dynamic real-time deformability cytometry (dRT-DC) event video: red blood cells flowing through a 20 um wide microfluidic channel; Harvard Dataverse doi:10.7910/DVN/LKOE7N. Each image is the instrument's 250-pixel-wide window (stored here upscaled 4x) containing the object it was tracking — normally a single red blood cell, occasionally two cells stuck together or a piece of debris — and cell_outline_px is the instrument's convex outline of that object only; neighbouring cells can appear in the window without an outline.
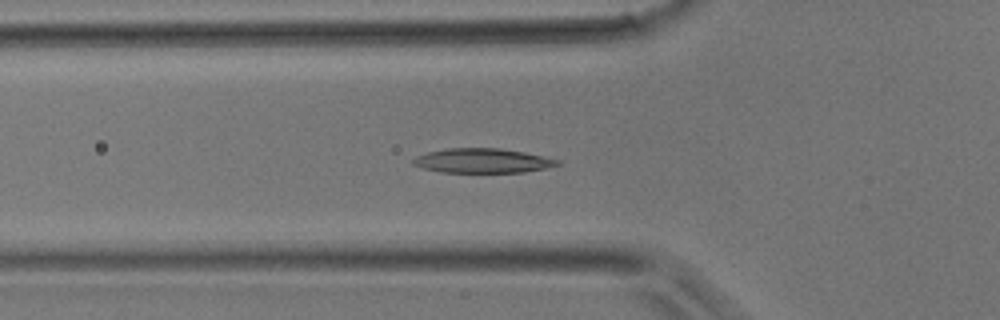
{"species": "common noctule bat (a hibernating species)", "species_latin": "Nyctalus noctula", "temperature_condition": "room temperature", "stored_images_in_passage": 33, "camera_frame_rate_fps": 3000, "um_per_image_px": 0.085, "animal": {"sex": "male", "body_mass_g": 17.9}, "frame": {"image": 1, "passage_image": 5, "time_ms": 1.333, "image_size_px": [1000, 320], "cell_outline_px": [[560, 164], [544, 168], [524, 172], [440, 172], [424, 168], [412, 164], [412, 160], [416, 156], [428, 152], [448, 148], [500, 148], [524, 152], [560, 160]], "centroid_in_image_um": [40.99, 13.65], "position_along_channel_um": 84.8, "area_um2": 20.4}}
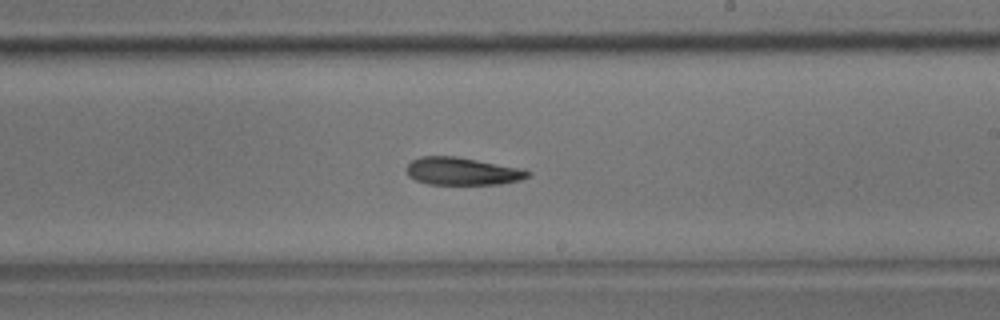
{"frame": {"image": 2, "passage_image": 15, "time_ms": 4.667, "image_size_px": [1000, 320], "cell_outline_px": [[532, 176], [520, 180], [500, 184], [428, 184], [416, 180], [408, 176], [404, 168], [412, 160], [420, 156], [456, 156], [516, 168], [532, 172]], "centroid_in_image_um": [39.24, 14.56], "position_along_channel_um": 249.8, "area_um2": 19.42}}
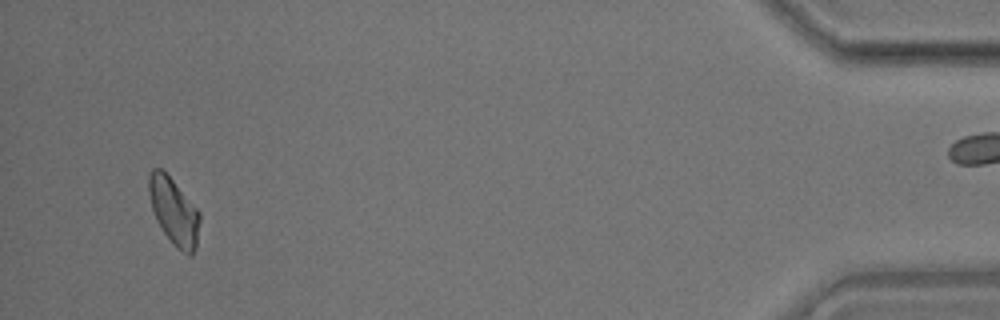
{"frame": {"image": 3, "passage_image": 30, "time_ms": 9.667, "image_size_px": [1000, 320], "cell_outline_px": [[200, 220], [196, 248], [192, 256], [188, 256], [176, 248], [164, 232], [156, 220], [152, 208], [148, 192], [148, 176], [152, 168], [160, 168], [172, 180], [200, 212]], "centroid_in_image_um": [14.78, 18.0], "position_along_channel_um": 420.4, "area_um2": 19.71}}